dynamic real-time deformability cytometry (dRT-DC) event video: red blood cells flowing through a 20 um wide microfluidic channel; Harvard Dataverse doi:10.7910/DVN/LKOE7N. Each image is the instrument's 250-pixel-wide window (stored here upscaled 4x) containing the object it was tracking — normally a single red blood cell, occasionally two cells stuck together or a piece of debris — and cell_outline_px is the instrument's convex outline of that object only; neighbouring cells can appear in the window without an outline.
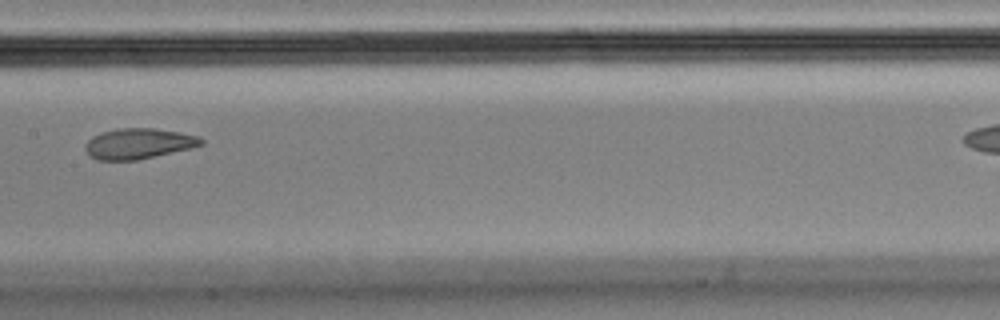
{"species": "Egyptian fruit bat (a non-hibernating species)", "species_latin": "Rousettus aegyptiacus", "temperature_condition": "cold", "stored_images_in_passage": 12, "camera_frame_rate_fps": 3000, "um_per_image_px": 0.085, "animal": {"sex": "male"}, "frame": {"image": 1, "passage_image": 6, "time_ms": 1.667, "image_size_px": [1000, 320], "cell_outline_px": [[204, 144], [192, 148], [136, 160], [100, 160], [92, 156], [84, 148], [84, 144], [92, 136], [104, 132], [120, 128], [152, 128], [180, 132], [200, 136], [204, 140]], "centroid_in_image_um": [11.82, 12.2], "position_along_channel_um": 195.6, "area_um2": 20.52}}
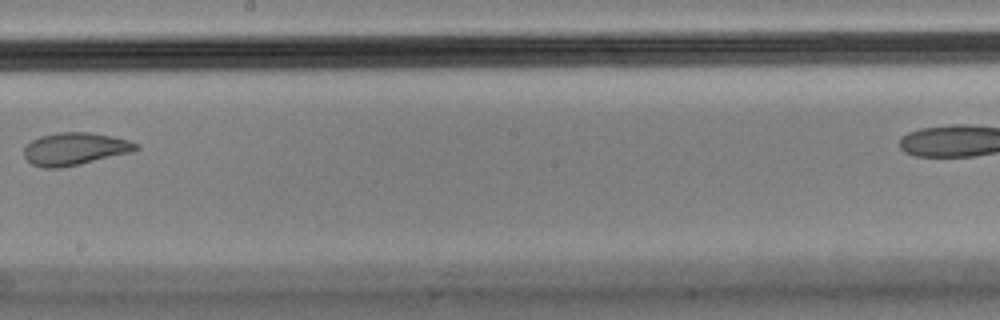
{"frame": {"image": 2, "passage_image": 7, "time_ms": 2.0, "image_size_px": [1000, 320], "cell_outline_px": [[140, 148], [132, 152], [80, 164], [60, 168], [44, 168], [32, 164], [24, 156], [24, 148], [32, 140], [40, 136], [56, 132], [92, 132], [112, 136], [128, 140], [140, 144]], "centroid_in_image_um": [6.38, 12.64], "position_along_channel_um": 241.8, "area_um2": 21.33}}